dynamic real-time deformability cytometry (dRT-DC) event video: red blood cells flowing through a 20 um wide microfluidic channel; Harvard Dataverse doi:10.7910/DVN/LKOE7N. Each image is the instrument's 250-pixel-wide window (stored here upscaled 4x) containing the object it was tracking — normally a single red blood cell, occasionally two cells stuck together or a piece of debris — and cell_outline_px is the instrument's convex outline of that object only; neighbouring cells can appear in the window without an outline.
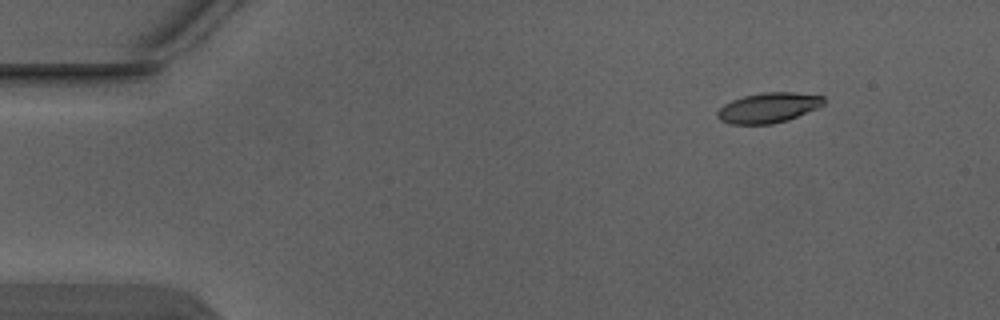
{"species": "Egyptian fruit bat (a non-hibernating species)", "species_latin": "Rousettus aegyptiacus", "temperature_condition": "warm", "stored_images_in_passage": 4, "camera_frame_rate_fps": 3000, "um_per_image_px": 0.085, "animal": {"sex": "male"}, "frame": {"image": 1, "passage_image": 1, "time_ms": 0.0, "image_size_px": [1000, 320], "cell_outline_px": [[824, 104], [816, 108], [788, 120], [772, 124], [728, 124], [720, 120], [716, 116], [716, 112], [724, 104], [732, 100], [744, 96], [764, 92], [792, 92], [824, 96]], "centroid_in_image_um": [65.28, 9.16], "position_along_channel_um": 19.7, "area_um2": 18.61}}